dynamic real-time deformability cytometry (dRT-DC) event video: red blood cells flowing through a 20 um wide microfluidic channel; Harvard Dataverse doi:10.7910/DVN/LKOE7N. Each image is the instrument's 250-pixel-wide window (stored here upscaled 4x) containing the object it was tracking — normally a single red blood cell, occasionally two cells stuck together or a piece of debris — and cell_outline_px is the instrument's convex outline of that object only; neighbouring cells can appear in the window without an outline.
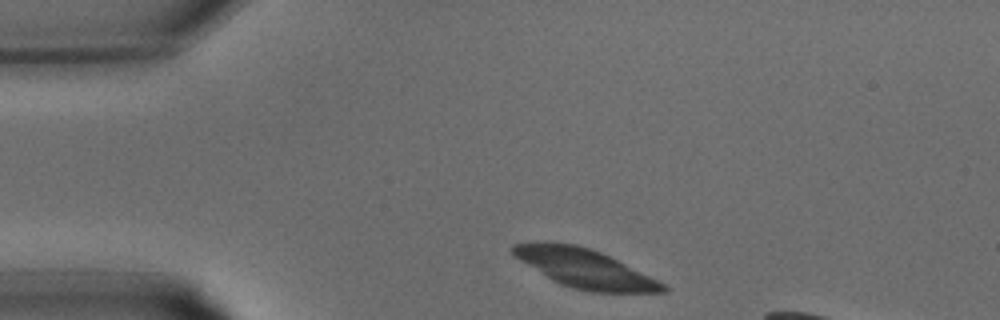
{"species": "common noctule bat (a hibernating species)", "species_latin": "Nyctalus noctula", "temperature_condition": "warm", "stored_images_in_passage": 5, "segment_of_instrument_passage": [1, 2], "camera_frame_rate_fps": 3000, "um_per_image_px": 0.085, "animal": {"sex": "male", "body_mass_g": 15.6}, "frame": {"image": 1, "passage_image": 1, "time_ms": 0.0, "image_size_px": [1000, 320], "cell_outline_px": [[668, 292], [592, 292], [572, 288], [560, 284], [552, 280], [512, 256], [508, 248], [512, 244], [576, 244], [600, 252], [664, 284], [668, 288]], "centroid_in_image_um": [49.66, 22.84], "position_along_channel_um": 35.3, "area_um2": 32.95}}